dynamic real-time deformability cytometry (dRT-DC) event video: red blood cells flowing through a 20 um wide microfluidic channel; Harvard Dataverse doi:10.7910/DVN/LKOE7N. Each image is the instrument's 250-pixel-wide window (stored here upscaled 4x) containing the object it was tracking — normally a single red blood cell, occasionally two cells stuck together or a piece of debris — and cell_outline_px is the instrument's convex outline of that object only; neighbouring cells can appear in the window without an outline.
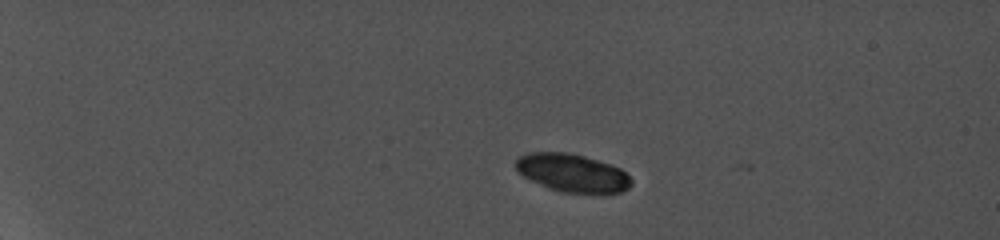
{"species": "common noctule bat (a hibernating species)", "species_latin": "Nyctalus noctula", "temperature_condition": "cold", "stored_images_in_passage": 2, "camera_frame_rate_fps": 5000, "um_per_image_px": 0.085, "animal": {"sex": "female", "body_mass_g": 19.0, "forearm_length_mm": 56.7}, "frame": {"image": 1, "passage_image": 1, "time_ms": 0.0, "image_size_px": [1000, 240], "cell_outline_px": [[632, 184], [628, 188], [620, 192], [560, 192], [548, 188], [524, 176], [516, 168], [516, 160], [520, 156], [528, 152], [568, 152], [584, 156], [612, 164], [620, 168], [632, 180]], "centroid_in_image_um": [48.65, 14.68], "position_along_channel_um": 36.3, "area_um2": 25.32}}